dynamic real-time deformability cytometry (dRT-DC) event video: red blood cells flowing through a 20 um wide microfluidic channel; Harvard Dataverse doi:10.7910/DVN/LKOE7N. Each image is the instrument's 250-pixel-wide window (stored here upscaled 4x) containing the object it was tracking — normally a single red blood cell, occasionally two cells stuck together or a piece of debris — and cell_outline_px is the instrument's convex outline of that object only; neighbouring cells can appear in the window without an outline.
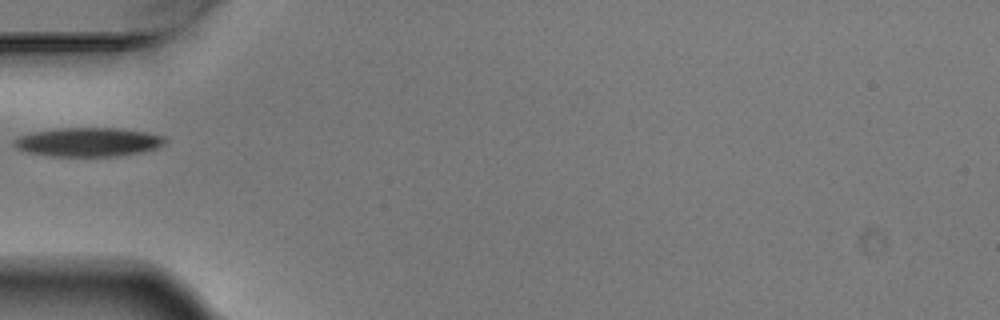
{"species": "Egyptian fruit bat (a non-hibernating species)", "species_latin": "Rousettus aegyptiacus", "temperature_condition": "warm", "stored_images_in_passage": 2, "camera_frame_rate_fps": 3000, "um_per_image_px": 0.085, "animal": {"sex": "male"}, "frame": {"image": 1, "passage_image": 1, "time_ms": 0.0, "image_size_px": [1000, 320], "cell_outline_px": [[168, 140], [164, 144], [156, 148], [140, 152], [116, 156], [52, 156], [28, 152], [16, 148], [12, 144], [12, 140], [16, 136], [36, 132], [60, 128], [120, 128], [148, 132], [164, 136]], "centroid_in_image_um": [7.5, 12.07], "position_along_channel_um": 77.5, "area_um2": 25.49}}
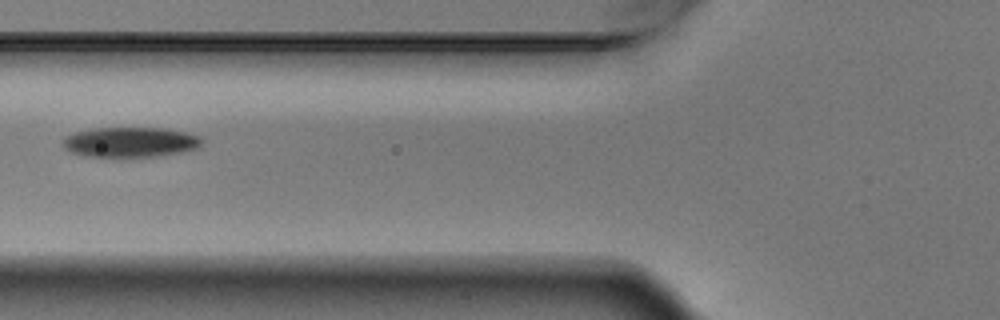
{"frame": {"image": 2, "passage_image": 2, "time_ms": 0.333, "image_size_px": [1000, 320], "cell_outline_px": [[204, 140], [196, 148], [180, 152], [152, 156], [84, 156], [72, 152], [64, 148], [64, 140], [68, 136], [76, 132], [92, 128], [168, 128], [200, 136]], "centroid_in_image_um": [11.09, 12.06], "position_along_channel_um": 114.7, "area_um2": 23.93}}